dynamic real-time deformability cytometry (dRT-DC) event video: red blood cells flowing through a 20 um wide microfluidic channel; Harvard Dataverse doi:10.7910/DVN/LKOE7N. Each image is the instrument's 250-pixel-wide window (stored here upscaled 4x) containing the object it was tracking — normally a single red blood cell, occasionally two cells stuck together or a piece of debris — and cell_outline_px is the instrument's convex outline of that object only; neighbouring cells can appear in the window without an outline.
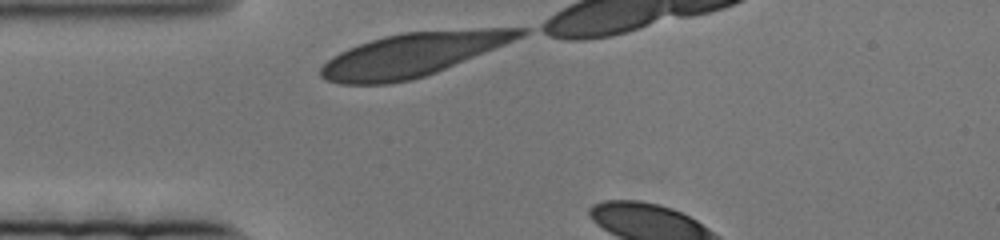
{"species": "human", "species_latin": "Homo sapiens", "temperature_condition": "cold", "stored_images_in_passage": 9, "camera_frame_rate_fps": 3000, "um_per_image_px": 0.085, "donor": {"sex": "female"}, "frame": {"image": 1, "passage_image": 1, "time_ms": 0.0, "image_size_px": [1000, 240], "cell_outline_px": [[528, 32], [504, 44], [436, 72], [412, 80], [388, 84], [340, 84], [328, 80], [320, 76], [320, 68], [332, 56], [348, 48], [384, 36], [404, 32], [484, 28], [528, 28]], "centroid_in_image_um": [35.04, 4.65], "position_along_channel_um": 50.0, "area_um2": 49.77}}
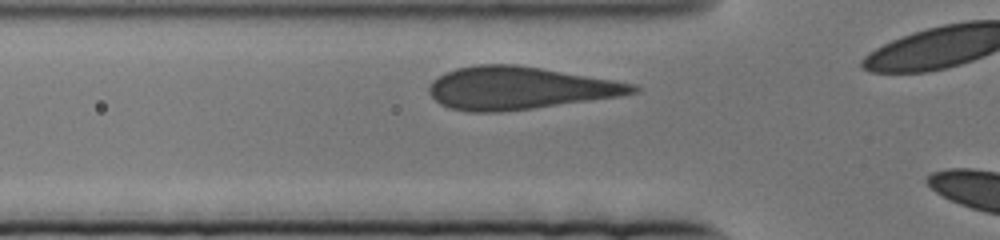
{"frame": {"image": 2, "passage_image": 6, "time_ms": 1.667, "image_size_px": [1000, 240], "cell_outline_px": [[640, 88], [636, 92], [616, 96], [532, 108], [500, 112], [468, 112], [448, 108], [440, 104], [428, 92], [428, 88], [432, 80], [456, 68], [476, 64], [516, 64], [612, 80], [632, 84]], "centroid_in_image_um": [44.04, 7.48], "position_along_channel_um": 81.8, "area_um2": 49.88}}